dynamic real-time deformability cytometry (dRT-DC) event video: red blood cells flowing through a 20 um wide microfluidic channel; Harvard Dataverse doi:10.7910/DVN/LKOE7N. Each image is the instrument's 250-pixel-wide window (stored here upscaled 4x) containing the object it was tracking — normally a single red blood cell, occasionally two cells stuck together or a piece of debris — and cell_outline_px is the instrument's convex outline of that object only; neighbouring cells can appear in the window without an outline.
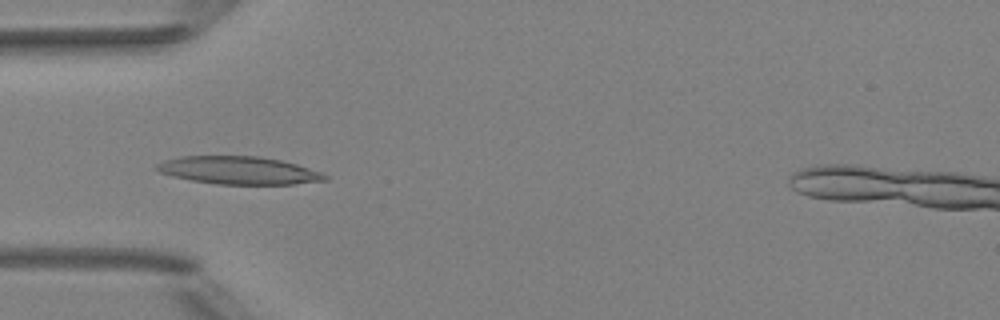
{"species": "Egyptian fruit bat (a non-hibernating species)", "species_latin": "Rousettus aegyptiacus", "temperature_condition": "room temperature", "stored_images_in_passage": 7, "camera_frame_rate_fps": 3000, "um_per_image_px": 0.085, "animal": {"sex": "female"}, "frame": {"image": 1, "passage_image": 4, "time_ms": 3.333, "image_size_px": [1000, 320], "cell_outline_px": [[328, 180], [292, 184], [216, 184], [192, 180], [172, 176], [160, 172], [156, 168], [156, 164], [164, 160], [180, 156], [256, 156], [280, 160], [296, 164], [320, 172], [328, 176]], "centroid_in_image_um": [20.28, 14.48], "position_along_channel_um": 64.7, "area_um2": 27.05}}
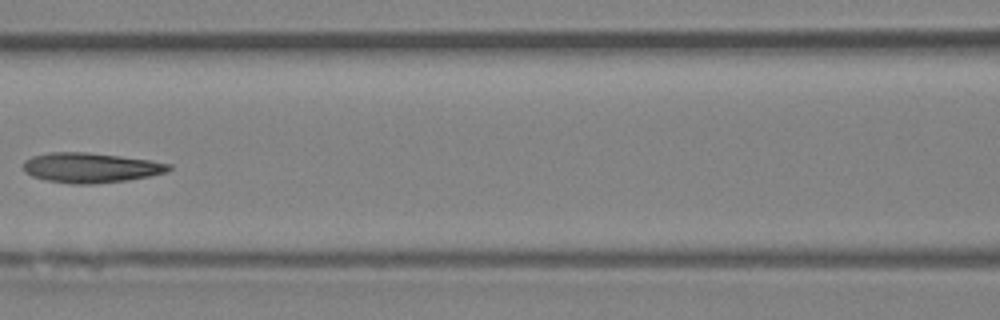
{"frame": {"image": 2, "passage_image": 6, "time_ms": 5.667, "image_size_px": [1000, 320], "cell_outline_px": [[172, 168], [168, 172], [128, 180], [92, 184], [72, 184], [48, 180], [32, 176], [24, 172], [24, 160], [32, 156], [48, 152], [88, 152], [120, 156], [148, 160], [172, 164]], "centroid_in_image_um": [7.7, 14.25], "position_along_channel_um": 158.9, "area_um2": 25.37}}
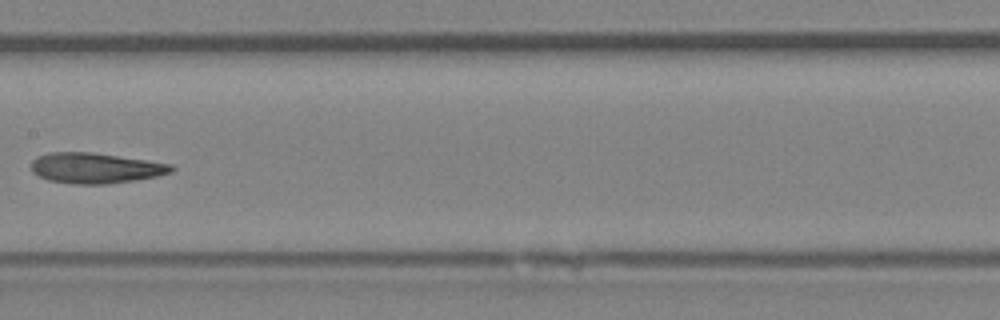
{"frame": {"image": 3, "passage_image": 7, "time_ms": 6.667, "image_size_px": [1000, 320], "cell_outline_px": [[176, 168], [172, 172], [156, 176], [136, 180], [108, 184], [72, 184], [48, 180], [32, 172], [32, 160], [36, 156], [48, 152], [92, 152], [148, 160], [172, 164]], "centroid_in_image_um": [8.12, 14.28], "position_along_channel_um": 199.3, "area_um2": 25.09}}